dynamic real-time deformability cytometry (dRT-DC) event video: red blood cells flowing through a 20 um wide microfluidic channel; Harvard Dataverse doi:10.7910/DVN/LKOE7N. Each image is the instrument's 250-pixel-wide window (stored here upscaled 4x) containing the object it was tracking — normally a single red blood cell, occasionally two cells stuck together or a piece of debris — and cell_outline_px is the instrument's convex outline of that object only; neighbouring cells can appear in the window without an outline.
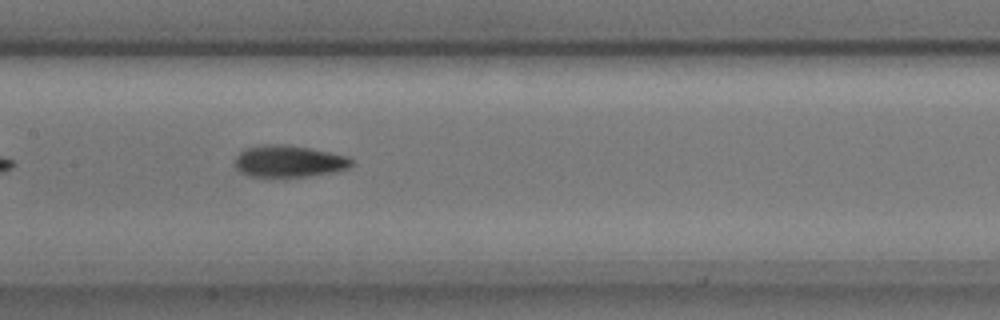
{"species": "common noctule bat (a hibernating species)", "species_latin": "Nyctalus noctula", "temperature_condition": "cold", "stored_images_in_passage": 5, "camera_frame_rate_fps": 3000, "um_per_image_px": 0.085, "animal": {"sex": "male", "body_mass_g": 17.9, "forearm_length_mm": 54.2}, "frame": {"image": 1, "passage_image": 4, "time_ms": 1.0, "image_size_px": [1000, 320], "cell_outline_px": [[352, 164], [348, 168], [336, 172], [308, 176], [272, 180], [268, 180], [252, 176], [240, 172], [236, 168], [236, 156], [244, 148], [264, 144], [284, 144], [308, 148], [348, 156], [352, 160]], "centroid_in_image_um": [24.51, 13.75], "position_along_channel_um": 182.9, "area_um2": 22.31}}
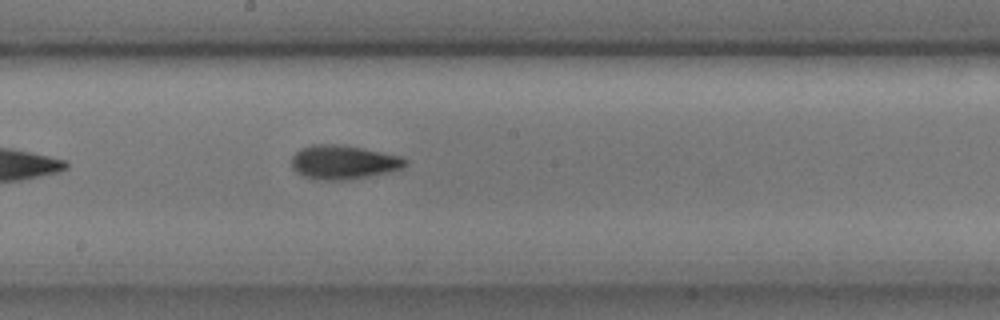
{"frame": {"image": 2, "passage_image": 5, "time_ms": 1.333, "image_size_px": [1000, 320], "cell_outline_px": [[408, 164], [400, 168], [388, 172], [348, 180], [312, 180], [296, 172], [292, 168], [292, 156], [300, 148], [312, 144], [340, 144], [364, 148], [400, 156], [408, 160]], "centroid_in_image_um": [29.16, 13.78], "position_along_channel_um": 219.0, "area_um2": 22.72}}